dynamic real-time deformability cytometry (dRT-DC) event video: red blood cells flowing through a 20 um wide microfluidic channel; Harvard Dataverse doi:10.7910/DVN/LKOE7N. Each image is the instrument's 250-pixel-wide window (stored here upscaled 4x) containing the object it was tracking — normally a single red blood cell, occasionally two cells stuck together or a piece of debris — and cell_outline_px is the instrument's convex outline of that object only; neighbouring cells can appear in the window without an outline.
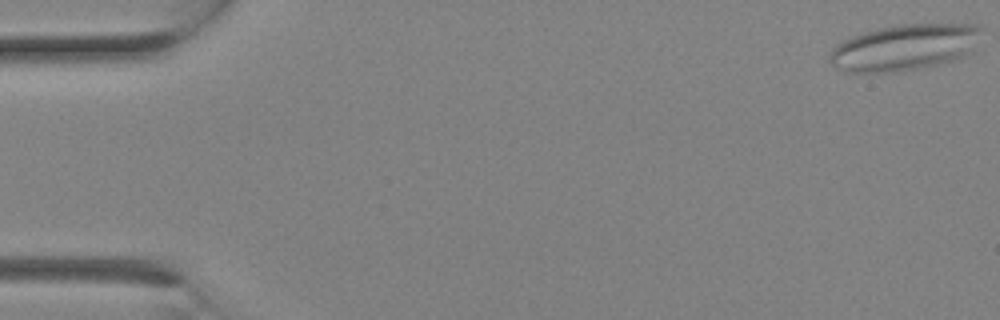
{"species": "Egyptian fruit bat (a non-hibernating species)", "species_latin": "Rousettus aegyptiacus", "temperature_condition": "room temperature", "stored_images_in_passage": 10, "camera_frame_rate_fps": 3000, "um_per_image_px": 0.085, "animal": {"sex": "female"}, "frame": {"image": 1, "passage_image": 1, "time_ms": 0.0, "image_size_px": [1000, 320], "cell_outline_px": [[984, 28], [964, 56], [956, 60], [920, 68], [900, 72], [844, 72], [836, 68], [828, 60], [828, 56], [832, 48], [840, 40], [864, 32], [880, 28], [900, 24], [984, 24]], "centroid_in_image_um": [76.82, 4.03], "position_along_channel_um": 8.2, "area_um2": 40.98}}